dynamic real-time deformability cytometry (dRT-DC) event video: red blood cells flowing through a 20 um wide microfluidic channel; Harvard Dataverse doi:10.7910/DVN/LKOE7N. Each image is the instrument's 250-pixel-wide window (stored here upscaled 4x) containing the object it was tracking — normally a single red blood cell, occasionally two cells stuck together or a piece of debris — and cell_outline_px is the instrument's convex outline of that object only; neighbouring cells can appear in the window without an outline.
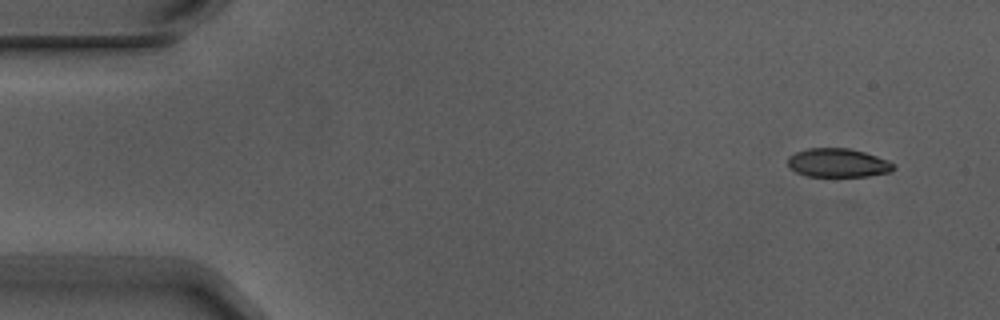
{"species": "Egyptian fruit bat (a non-hibernating species)", "species_latin": "Rousettus aegyptiacus", "temperature_condition": "warm", "stored_images_in_passage": 7, "camera_frame_rate_fps": 3000, "um_per_image_px": 0.085, "animal": {"sex": "male"}, "frame": {"image": 1, "passage_image": 1, "time_ms": 0.0, "image_size_px": [1000, 320], "cell_outline_px": [[896, 168], [892, 172], [868, 176], [808, 176], [796, 172], [788, 168], [788, 156], [796, 152], [808, 148], [848, 148], [864, 152], [888, 160], [896, 164]], "centroid_in_image_um": [71.24, 13.84], "position_along_channel_um": 13.8, "area_um2": 17.86}}
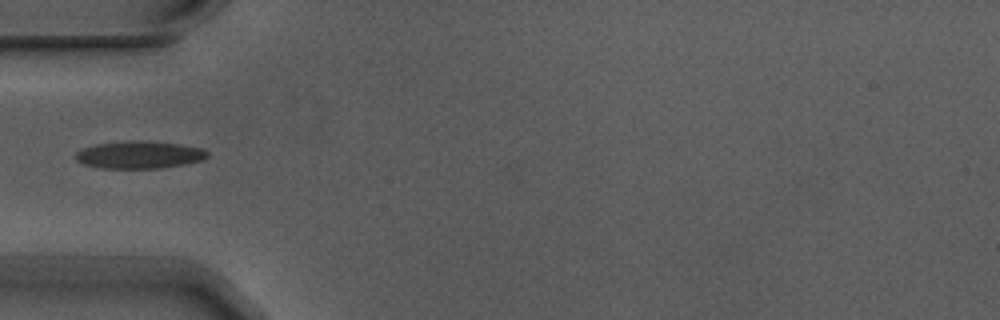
{"frame": {"image": 2, "passage_image": 5, "time_ms": 1.333, "image_size_px": [1000, 320], "cell_outline_px": [[208, 156], [204, 160], [184, 164], [160, 168], [100, 168], [84, 164], [76, 160], [76, 152], [80, 148], [96, 144], [132, 140], [140, 140], [180, 144], [204, 148], [208, 152]], "centroid_in_image_um": [11.85, 13.15], "position_along_channel_um": 73.1, "area_um2": 21.21}}
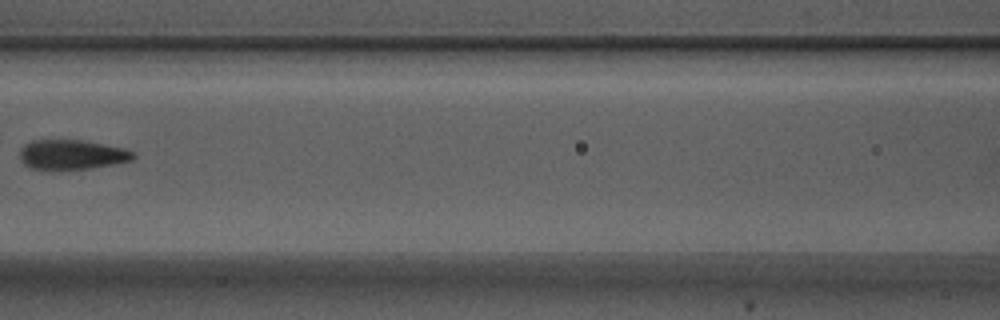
{"frame": {"image": 3, "passage_image": 7, "time_ms": 2.0, "image_size_px": [1000, 320], "cell_outline_px": [[136, 156], [132, 160], [92, 168], [48, 172], [32, 168], [24, 164], [20, 160], [20, 148], [24, 144], [32, 140], [80, 140], [124, 148], [132, 152]], "centroid_in_image_um": [6.03, 13.17], "position_along_channel_um": 160.6, "area_um2": 20.06}}